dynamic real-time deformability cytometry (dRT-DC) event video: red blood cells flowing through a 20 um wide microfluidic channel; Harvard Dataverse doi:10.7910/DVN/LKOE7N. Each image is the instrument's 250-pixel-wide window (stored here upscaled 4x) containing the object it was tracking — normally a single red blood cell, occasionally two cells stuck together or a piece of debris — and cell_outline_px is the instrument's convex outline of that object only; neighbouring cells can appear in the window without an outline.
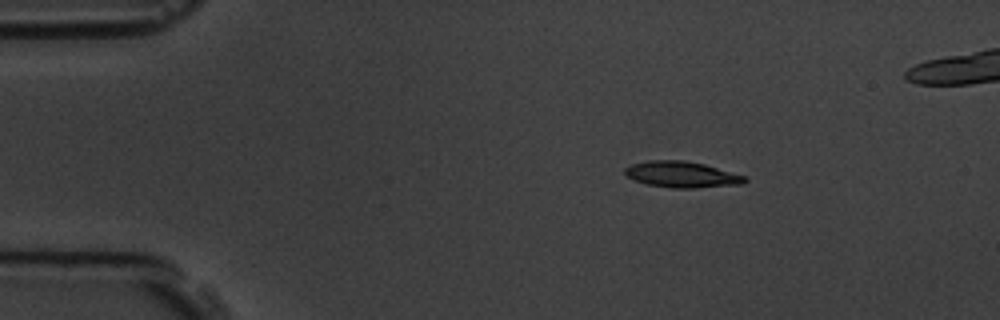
{"species": "common noctule bat (a hibernating species)", "species_latin": "Nyctalus noctula", "temperature_condition": "room temperature", "stored_images_in_passage": 5, "camera_frame_rate_fps": 3000, "um_per_image_px": 0.085, "animal": {"sex": "male", "body_mass_g": 19.5, "forearm_length_mm": 54.6}, "frame": {"image": 1, "passage_image": 2, "time_ms": 1.333, "image_size_px": [1000, 320], "cell_outline_px": [[748, 180], [744, 184], [692, 188], [672, 188], [648, 184], [636, 180], [628, 176], [624, 172], [624, 168], [632, 164], [648, 160], [684, 160], [704, 164], [744, 176]], "centroid_in_image_um": [57.95, 14.83], "position_along_channel_um": 27.0, "area_um2": 18.03}}